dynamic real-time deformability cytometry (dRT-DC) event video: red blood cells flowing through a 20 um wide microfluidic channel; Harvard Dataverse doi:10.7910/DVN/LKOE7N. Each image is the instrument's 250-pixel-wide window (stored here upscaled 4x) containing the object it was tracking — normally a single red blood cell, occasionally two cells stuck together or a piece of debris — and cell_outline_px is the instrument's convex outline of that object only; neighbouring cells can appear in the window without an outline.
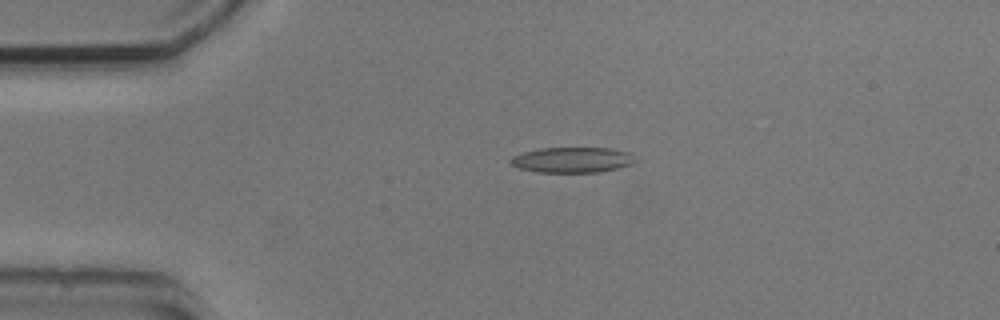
{"species": "common noctule bat (a hibernating species)", "species_latin": "Nyctalus noctula", "temperature_condition": "cold", "stored_images_in_passage": 4, "camera_frame_rate_fps": 3000, "um_per_image_px": 0.085, "animal": {"sex": "male", "body_mass_g": 20.5, "forearm_length_mm": 52.5}, "frame": {"image": 1, "passage_image": 3, "time_ms": 2.333, "image_size_px": [1000, 320], "cell_outline_px": [[640, 160], [632, 164], [616, 168], [596, 172], [536, 172], [520, 168], [508, 164], [508, 160], [512, 156], [524, 152], [540, 148], [608, 148], [628, 152]], "centroid_in_image_um": [48.62, 13.59], "position_along_channel_um": 36.4, "area_um2": 18.55}}
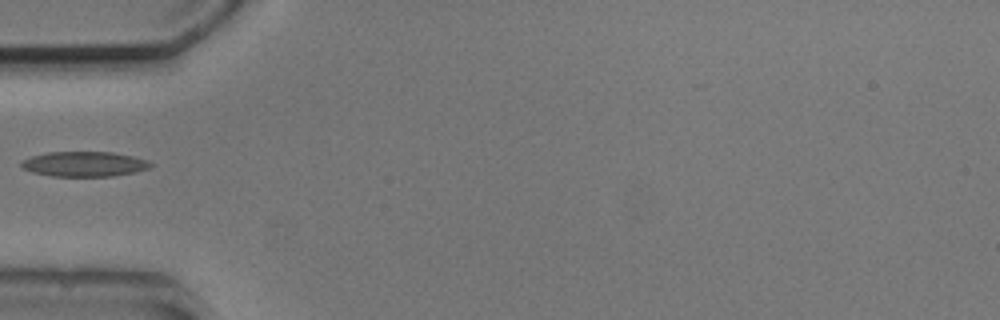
{"frame": {"image": 2, "passage_image": 4, "time_ms": 4.333, "image_size_px": [1000, 320], "cell_outline_px": [[152, 168], [136, 172], [112, 176], [52, 176], [32, 172], [24, 168], [20, 164], [20, 160], [32, 156], [48, 152], [112, 152], [132, 156], [144, 160], [152, 164]], "centroid_in_image_um": [7.15, 13.94], "position_along_channel_um": 77.8, "area_um2": 18.79}}